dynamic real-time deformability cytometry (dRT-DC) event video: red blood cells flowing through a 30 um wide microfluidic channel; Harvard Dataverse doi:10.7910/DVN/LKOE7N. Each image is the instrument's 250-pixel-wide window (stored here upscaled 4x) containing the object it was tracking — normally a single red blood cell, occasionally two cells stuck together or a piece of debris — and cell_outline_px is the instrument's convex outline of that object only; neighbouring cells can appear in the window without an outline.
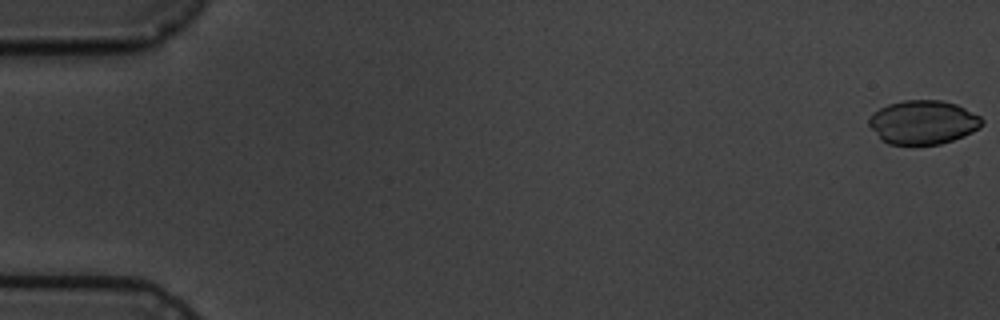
{"species": "common noctule bat (a hibernating species)", "species_latin": "Nyctalus noctula", "temperature_condition": "cold", "stored_images_in_passage": 5, "camera_frame_rate_fps": 3000, "um_per_image_px": 0.085, "animal": {"sex": "male", "body_mass_g": 19.5, "forearm_length_mm": 54.6}, "frame": {"image": 1, "passage_image": 1, "time_ms": 0.0, "image_size_px": [1000, 320], "cell_outline_px": [[984, 124], [980, 128], [964, 136], [940, 144], [912, 148], [888, 144], [880, 140], [868, 124], [868, 120], [880, 108], [888, 104], [904, 100], [940, 100], [956, 104], [980, 116], [984, 120]], "centroid_in_image_um": [78.45, 10.45], "position_along_channel_um": 6.5, "area_um2": 29.59}}